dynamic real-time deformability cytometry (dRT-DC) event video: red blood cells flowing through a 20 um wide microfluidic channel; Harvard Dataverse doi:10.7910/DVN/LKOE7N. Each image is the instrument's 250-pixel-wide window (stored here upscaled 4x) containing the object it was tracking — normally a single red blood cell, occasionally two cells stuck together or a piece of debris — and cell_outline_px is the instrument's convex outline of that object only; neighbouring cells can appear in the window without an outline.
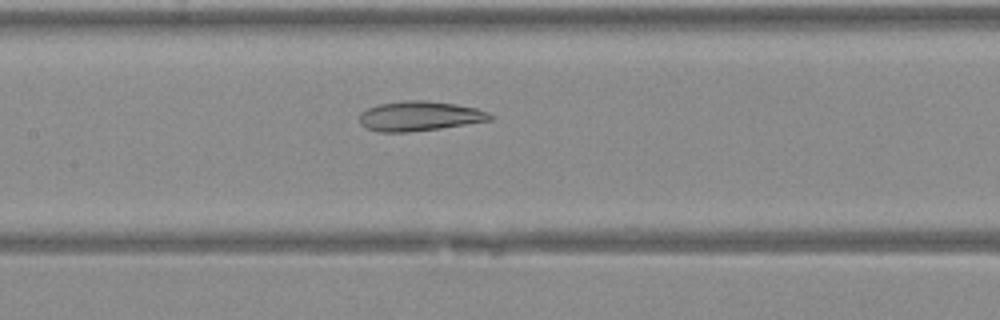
{"species": "Egyptian fruit bat (a non-hibernating species)", "species_latin": "Rousettus aegyptiacus", "temperature_condition": "warm", "stored_images_in_passage": 24, "camera_frame_rate_fps": 3000, "um_per_image_px": 0.085, "animal": {"sex": "female"}, "frame": {"image": 1, "passage_image": 8, "time_ms": 2.333, "image_size_px": [1000, 320], "cell_outline_px": [[492, 120], [440, 128], [408, 132], [380, 132], [364, 128], [360, 124], [360, 112], [368, 108], [380, 104], [408, 100], [428, 100], [456, 104], [476, 108], [488, 112], [492, 116]], "centroid_in_image_um": [35.64, 9.87], "position_along_channel_um": 171.8, "area_um2": 22.6}}
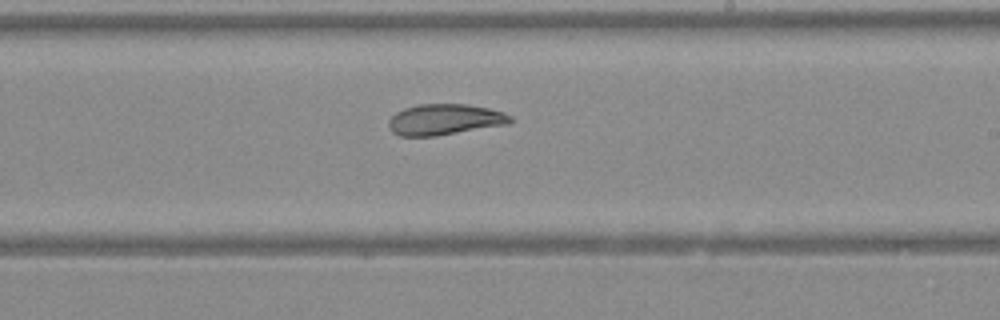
{"frame": {"image": 2, "passage_image": 13, "time_ms": 4.0, "image_size_px": [1000, 320], "cell_outline_px": [[512, 120], [508, 124], [436, 136], [400, 136], [392, 132], [388, 124], [388, 120], [396, 112], [404, 108], [420, 104], [464, 104], [488, 108], [504, 112], [512, 116]], "centroid_in_image_um": [37.79, 10.16], "position_along_channel_um": 251.2, "area_um2": 21.91}}
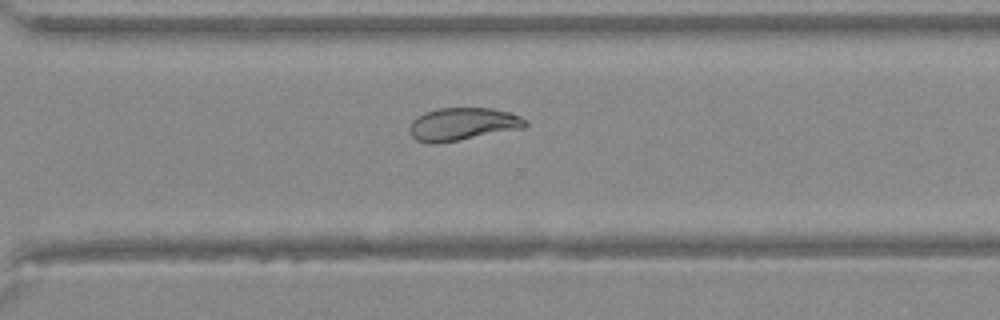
{"frame": {"image": 3, "passage_image": 18, "time_ms": 5.667, "image_size_px": [1000, 320], "cell_outline_px": [[528, 124], [524, 128], [440, 144], [428, 144], [416, 140], [412, 136], [412, 120], [416, 116], [424, 112], [436, 108], [492, 108], [508, 112], [520, 116], [528, 120]], "centroid_in_image_um": [39.35, 10.55], "position_along_channel_um": 331.3, "area_um2": 22.31}}